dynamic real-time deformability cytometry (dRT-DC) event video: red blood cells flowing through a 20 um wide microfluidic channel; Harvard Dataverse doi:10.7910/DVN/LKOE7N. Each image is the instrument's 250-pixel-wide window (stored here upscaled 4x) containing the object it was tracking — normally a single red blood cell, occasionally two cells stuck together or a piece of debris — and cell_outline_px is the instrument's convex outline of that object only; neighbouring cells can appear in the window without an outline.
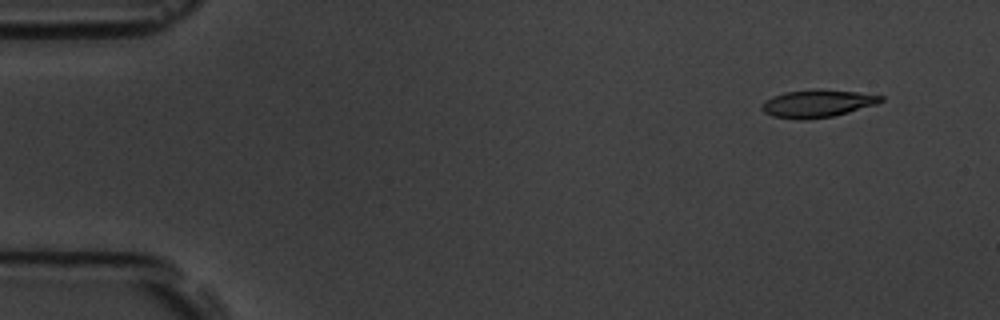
{"species": "common noctule bat (a hibernating species)", "species_latin": "Nyctalus noctula", "temperature_condition": "room temperature", "stored_images_in_passage": 5, "camera_frame_rate_fps": 3000, "um_per_image_px": 0.085, "animal": {"sex": "male", "body_mass_g": 19.5, "forearm_length_mm": 54.6}, "frame": {"image": 1, "passage_image": 1, "time_ms": 0.0, "image_size_px": [1000, 320], "cell_outline_px": [[884, 100], [876, 104], [848, 112], [832, 116], [804, 120], [800, 120], [772, 116], [764, 112], [760, 108], [760, 104], [764, 100], [772, 96], [784, 92], [816, 88], [820, 88], [856, 92], [884, 96]], "centroid_in_image_um": [69.42, 8.78], "position_along_channel_um": 15.6, "area_um2": 19.36}}
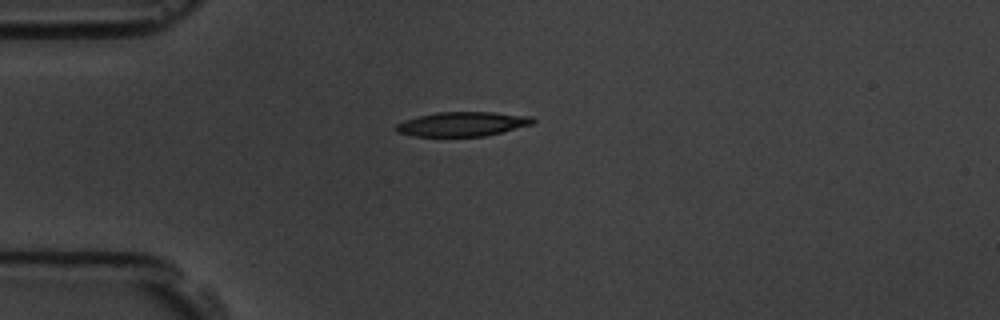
{"frame": {"image": 2, "passage_image": 4, "time_ms": 3.333, "image_size_px": [1000, 320], "cell_outline_px": [[536, 120], [532, 124], [484, 136], [412, 136], [396, 132], [396, 124], [404, 120], [436, 112], [492, 112], [532, 116]], "centroid_in_image_um": [39.29, 10.54], "position_along_channel_um": 45.7, "area_um2": 19.31}}